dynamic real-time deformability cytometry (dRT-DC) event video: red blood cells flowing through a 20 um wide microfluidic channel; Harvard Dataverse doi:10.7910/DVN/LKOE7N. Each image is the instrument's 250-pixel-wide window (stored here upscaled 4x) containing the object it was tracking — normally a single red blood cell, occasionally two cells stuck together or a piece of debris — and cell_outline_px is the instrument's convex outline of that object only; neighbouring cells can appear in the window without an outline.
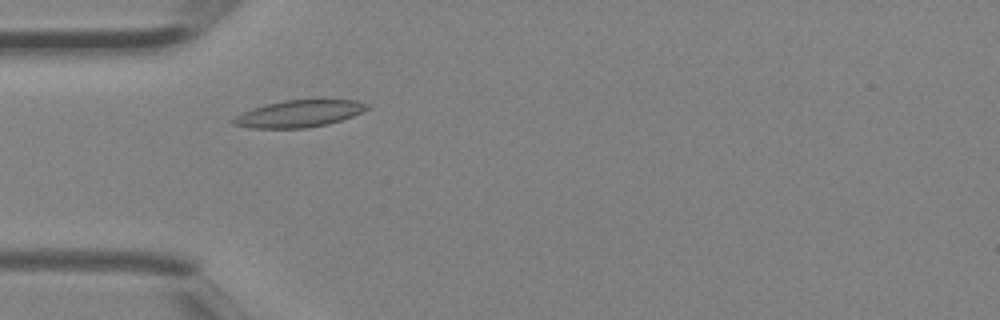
{"species": "Egyptian fruit bat (a non-hibernating species)", "species_latin": "Rousettus aegyptiacus", "temperature_condition": "room temperature", "stored_images_in_passage": 3, "camera_frame_rate_fps": 3000, "um_per_image_px": 0.085, "animal": {"sex": "female"}, "frame": {"image": 1, "passage_image": 2, "time_ms": 0.333, "image_size_px": [1000, 320], "cell_outline_px": [[372, 108], [352, 116], [328, 124], [304, 128], [252, 128], [232, 124], [228, 120], [252, 108], [284, 100], [356, 100], [368, 104]], "centroid_in_image_um": [25.42, 9.66], "position_along_channel_um": 59.6, "area_um2": 20.92}}
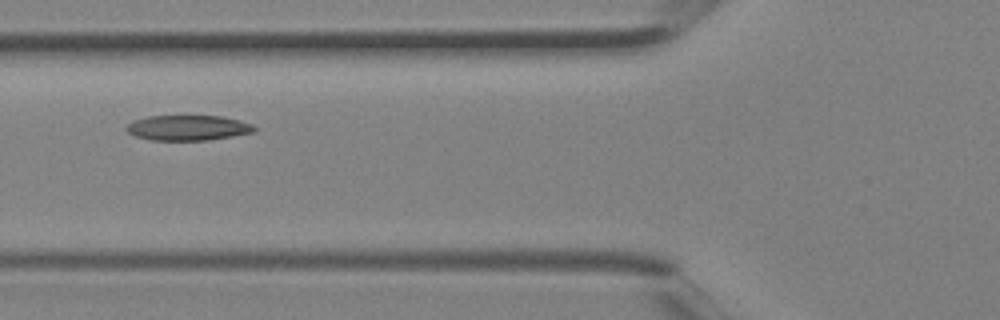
{"frame": {"image": 2, "passage_image": 3, "time_ms": 0.667, "image_size_px": [1000, 320], "cell_outline_px": [[256, 132], [208, 140], [148, 140], [136, 136], [128, 132], [124, 128], [132, 120], [148, 116], [220, 116], [240, 120], [252, 124], [256, 128]], "centroid_in_image_um": [15.96, 10.86], "position_along_channel_um": 109.8, "area_um2": 18.9}}